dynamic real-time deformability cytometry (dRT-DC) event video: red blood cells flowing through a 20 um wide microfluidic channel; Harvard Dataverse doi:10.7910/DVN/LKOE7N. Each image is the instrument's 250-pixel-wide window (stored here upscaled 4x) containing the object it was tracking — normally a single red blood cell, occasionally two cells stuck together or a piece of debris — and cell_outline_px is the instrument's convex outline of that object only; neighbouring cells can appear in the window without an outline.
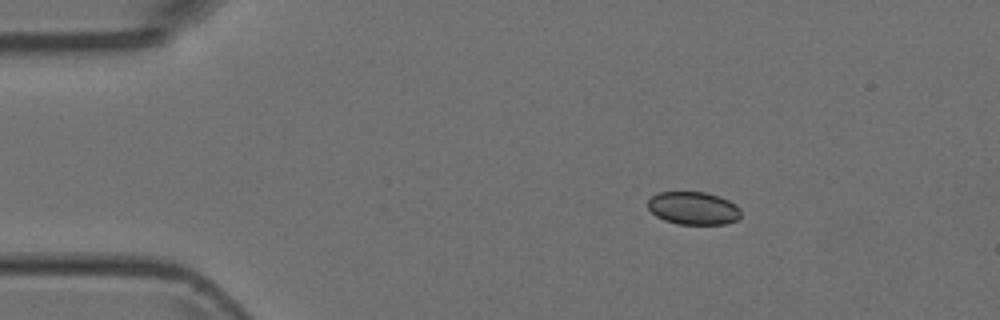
{"species": "Egyptian fruit bat (a non-hibernating species)", "species_latin": "Rousettus aegyptiacus", "temperature_condition": "room temperature", "stored_images_in_passage": 3, "camera_frame_rate_fps": 3000, "um_per_image_px": 0.085, "animal": {"sex": "female"}, "frame": {"image": 1, "passage_image": 1, "time_ms": 0.0, "image_size_px": [1000, 320], "cell_outline_px": [[740, 216], [736, 220], [724, 224], [676, 224], [664, 220], [656, 216], [648, 208], [648, 200], [652, 196], [660, 192], [704, 192], [720, 196], [736, 204], [740, 208]], "centroid_in_image_um": [58.94, 17.7], "position_along_channel_um": 26.1, "area_um2": 17.86}}